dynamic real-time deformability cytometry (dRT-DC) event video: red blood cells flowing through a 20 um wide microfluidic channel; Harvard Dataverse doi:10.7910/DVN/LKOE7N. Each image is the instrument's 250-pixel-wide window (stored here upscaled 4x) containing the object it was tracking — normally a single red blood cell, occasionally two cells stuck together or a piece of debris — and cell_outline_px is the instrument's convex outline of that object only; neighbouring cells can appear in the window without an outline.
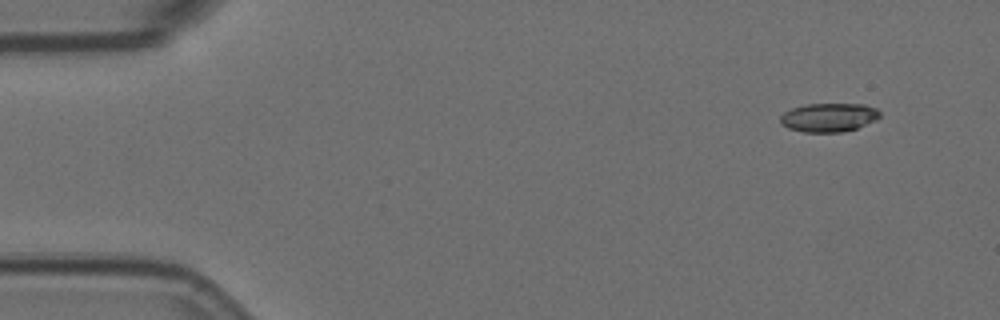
{"species": "Egyptian fruit bat (a non-hibernating species)", "species_latin": "Rousettus aegyptiacus", "temperature_condition": "room temperature", "stored_images_in_passage": 5, "camera_frame_rate_fps": 3000, "um_per_image_px": 0.085, "animal": {"sex": "female"}, "frame": {"image": 1, "passage_image": 1, "time_ms": 0.0, "image_size_px": [1000, 320], "cell_outline_px": [[880, 116], [876, 120], [856, 128], [840, 132], [804, 132], [788, 128], [780, 124], [780, 116], [784, 112], [792, 108], [808, 104], [864, 104], [876, 108], [880, 112]], "centroid_in_image_um": [70.43, 9.98], "position_along_channel_um": 14.6, "area_um2": 16.65}}
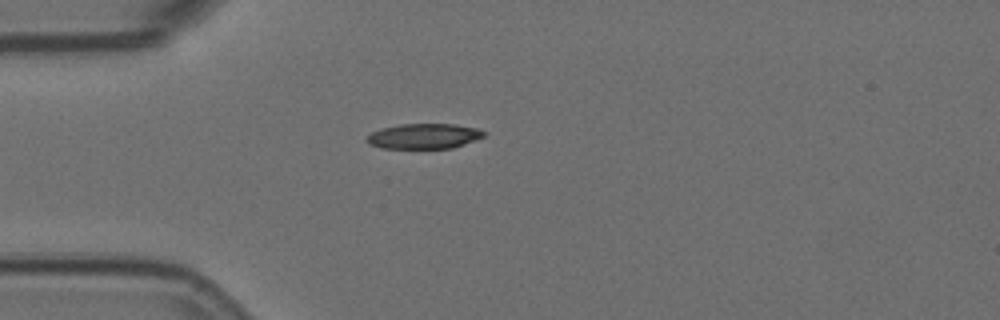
{"frame": {"image": 2, "passage_image": 4, "time_ms": 1.0, "image_size_px": [1000, 320], "cell_outline_px": [[488, 132], [484, 136], [452, 148], [384, 148], [368, 144], [364, 140], [372, 132], [380, 128], [400, 124], [452, 124], [476, 128]], "centroid_in_image_um": [36.0, 11.57], "position_along_channel_um": 49.0, "area_um2": 17.11}}